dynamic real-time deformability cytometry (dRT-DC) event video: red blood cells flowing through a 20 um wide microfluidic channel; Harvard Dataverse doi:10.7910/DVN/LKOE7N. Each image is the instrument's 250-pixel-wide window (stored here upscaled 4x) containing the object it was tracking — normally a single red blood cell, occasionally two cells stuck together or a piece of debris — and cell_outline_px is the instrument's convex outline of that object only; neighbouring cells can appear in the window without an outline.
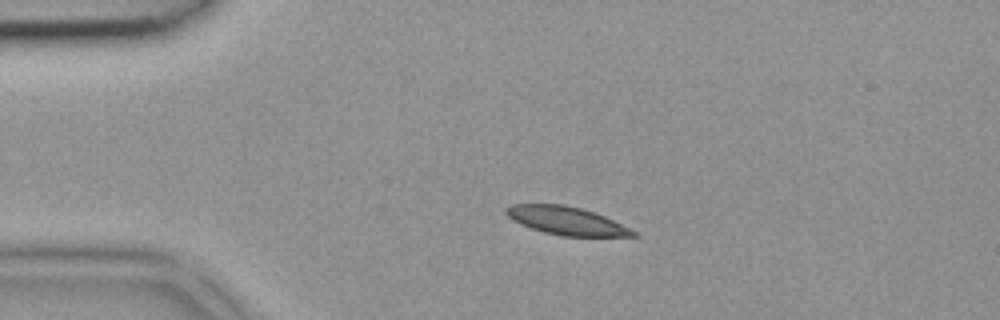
{"species": "common noctule bat (a hibernating species)", "species_latin": "Nyctalus noctula", "temperature_condition": "room temperature", "stored_images_in_passage": 2, "camera_frame_rate_fps": 3000, "um_per_image_px": 0.085, "animal": {"sex": "female", "body_mass_g": 18.4}, "frame": {"image": 1, "passage_image": 2, "time_ms": 0.333, "image_size_px": [1000, 320], "cell_outline_px": [[640, 236], [560, 236], [544, 232], [520, 224], [512, 220], [504, 212], [504, 208], [508, 204], [564, 204], [584, 208], [596, 212], [640, 232]], "centroid_in_image_um": [48.18, 18.75], "position_along_channel_um": 36.8, "area_um2": 21.27}}